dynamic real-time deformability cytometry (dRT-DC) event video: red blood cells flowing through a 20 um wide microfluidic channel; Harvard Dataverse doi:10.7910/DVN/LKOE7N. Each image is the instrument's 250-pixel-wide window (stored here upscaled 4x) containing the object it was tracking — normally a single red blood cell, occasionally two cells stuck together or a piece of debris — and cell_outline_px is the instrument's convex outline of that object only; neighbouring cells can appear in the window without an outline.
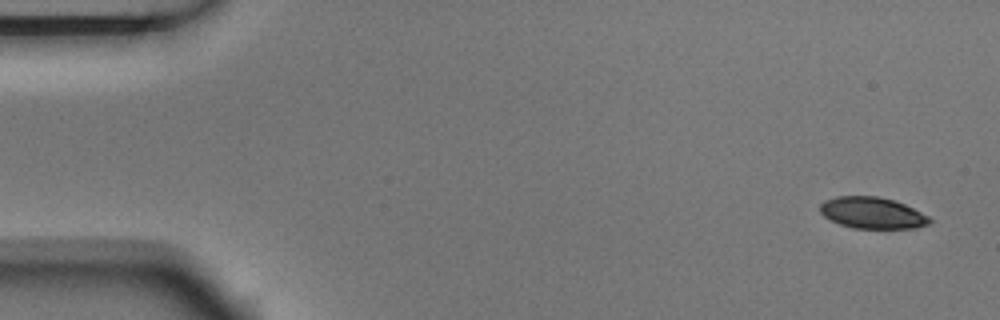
{"species": "Egyptian fruit bat (a non-hibernating species)", "species_latin": "Rousettus aegyptiacus", "temperature_condition": "room temperature", "stored_images_in_passage": 5, "camera_frame_rate_fps": 3000, "um_per_image_px": 0.085, "animal": {"sex": "male"}, "frame": {"image": 1, "passage_image": 1, "time_ms": 0.0, "image_size_px": [1000, 320], "cell_outline_px": [[932, 224], [912, 228], [852, 228], [840, 224], [824, 216], [820, 212], [820, 204], [824, 200], [836, 196], [876, 196], [892, 200], [904, 204], [928, 216], [932, 220]], "centroid_in_image_um": [74.13, 18.1], "position_along_channel_um": 10.9, "area_um2": 19.94}}